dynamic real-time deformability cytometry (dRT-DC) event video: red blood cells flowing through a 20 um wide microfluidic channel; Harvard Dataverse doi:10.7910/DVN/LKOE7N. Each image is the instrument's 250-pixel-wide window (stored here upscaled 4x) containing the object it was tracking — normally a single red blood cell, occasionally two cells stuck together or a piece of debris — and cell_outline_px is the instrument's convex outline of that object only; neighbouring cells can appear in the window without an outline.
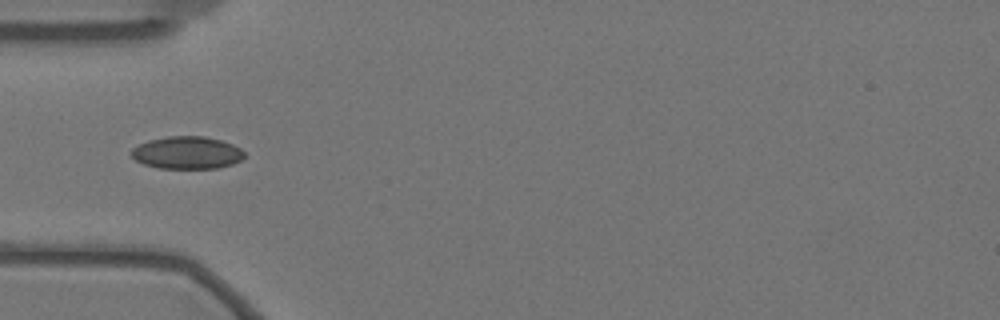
{"species": "Egyptian fruit bat (a non-hibernating species)", "species_latin": "Rousettus aegyptiacus", "temperature_condition": "warm", "stored_images_in_passage": 41, "camera_frame_rate_fps": 3000, "um_per_image_px": 0.085, "animal": {"sex": "female"}, "frame": {"image": 1, "passage_image": 1, "time_ms": 0.0, "image_size_px": [1000, 320], "cell_outline_px": [[244, 156], [240, 160], [232, 164], [216, 168], [156, 168], [144, 164], [136, 160], [128, 152], [132, 148], [148, 140], [168, 136], [204, 136], [220, 140], [232, 144], [240, 148], [244, 152]], "centroid_in_image_um": [15.86, 12.98], "position_along_channel_um": 69.1, "area_um2": 21.39}}
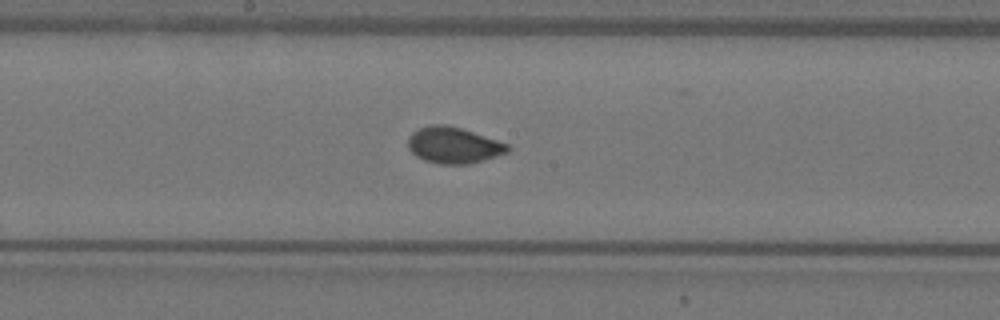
{"frame": {"image": 2, "passage_image": 13, "time_ms": 4.0, "image_size_px": [1000, 320], "cell_outline_px": [[512, 148], [508, 152], [484, 160], [468, 164], [440, 164], [424, 160], [416, 156], [408, 148], [408, 136], [412, 132], [420, 128], [432, 124], [444, 124], [460, 128], [508, 144]], "centroid_in_image_um": [38.53, 12.35], "position_along_channel_um": 209.7, "area_um2": 20.92}}
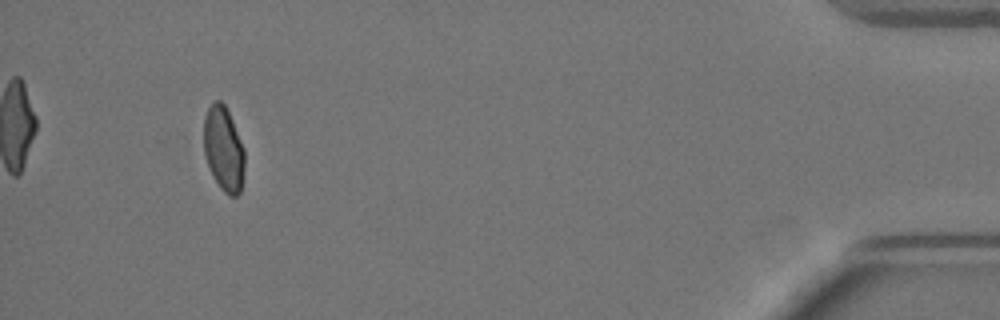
{"frame": {"image": 3, "passage_image": 37, "time_ms": 12.0, "image_size_px": [1000, 320], "cell_outline_px": [[244, 172], [240, 192], [236, 196], [228, 196], [220, 188], [204, 156], [204, 116], [208, 108], [216, 100], [220, 100], [224, 104], [232, 120], [244, 148]], "centroid_in_image_um": [19.01, 12.67], "position_along_channel_um": 416.2, "area_um2": 20.0}, "authors_computed_cell_mechanics": {"area_um2": 20.5768, "velocity_mm_per_s": 3.4817, "shape_relaxation_time_tau1_ms": 5.5991, "shape_relaxation_time_tau2_ms": null, "deformation_change_tau1": 0.1239, "deformation_change_tau2": null}}